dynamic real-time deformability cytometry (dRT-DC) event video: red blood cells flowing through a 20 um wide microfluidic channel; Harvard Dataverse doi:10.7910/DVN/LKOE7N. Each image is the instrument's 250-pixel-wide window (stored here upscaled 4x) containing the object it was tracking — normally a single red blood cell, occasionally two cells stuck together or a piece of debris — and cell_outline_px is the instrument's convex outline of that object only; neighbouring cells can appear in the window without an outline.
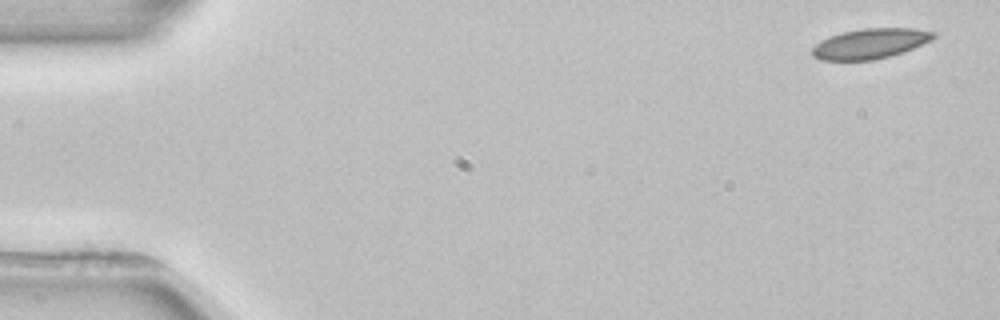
{"species": "common noctule bat (a hibernating species)", "species_latin": "Nyctalus noctula", "temperature_condition": "room temperature", "stored_images_in_passage": 2, "segment_of_instrument_passage": [2, 2], "camera_frame_rate_fps": 3000, "um_per_image_px": 0.085, "animal": {"sex": "female", "body_mass_g": 22.7, "forearm_length_mm": 54.2}, "frame": {"image": 1, "passage_image": 2, "time_ms": 1.667, "image_size_px": [1000, 320], "cell_outline_px": [[936, 36], [932, 40], [904, 52], [872, 60], [820, 60], [812, 56], [812, 48], [816, 44], [832, 36], [844, 32], [864, 28], [912, 28], [936, 32]], "centroid_in_image_um": [74.01, 3.71], "position_along_channel_um": 11.0, "area_um2": 21.1}}